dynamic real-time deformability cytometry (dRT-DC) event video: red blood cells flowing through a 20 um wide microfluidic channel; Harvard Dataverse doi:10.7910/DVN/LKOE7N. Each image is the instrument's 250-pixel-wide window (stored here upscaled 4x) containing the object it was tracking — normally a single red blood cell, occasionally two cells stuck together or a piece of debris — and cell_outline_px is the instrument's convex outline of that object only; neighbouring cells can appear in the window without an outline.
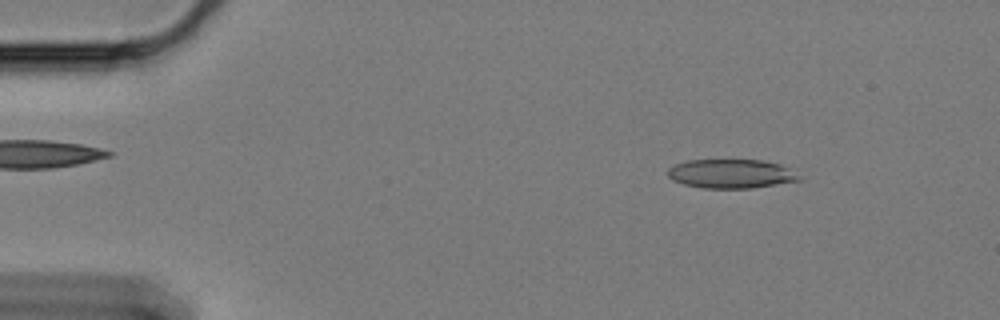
{"species": "Egyptian fruit bat (a non-hibernating species)", "species_latin": "Rousettus aegyptiacus", "temperature_condition": "cold", "stored_images_in_passage": 59, "camera_frame_rate_fps": 3000, "um_per_image_px": 0.085, "animal": {"sex": "female"}, "frame": {"image": 1, "passage_image": 7, "time_ms": 2.0, "image_size_px": [1000, 320], "cell_outline_px": [[800, 180], [752, 188], [704, 188], [684, 184], [672, 180], [668, 176], [668, 168], [676, 164], [688, 160], [764, 160], [780, 164], [788, 168]], "centroid_in_image_um": [62.09, 14.76], "position_along_channel_um": 22.9, "area_um2": 21.91}}
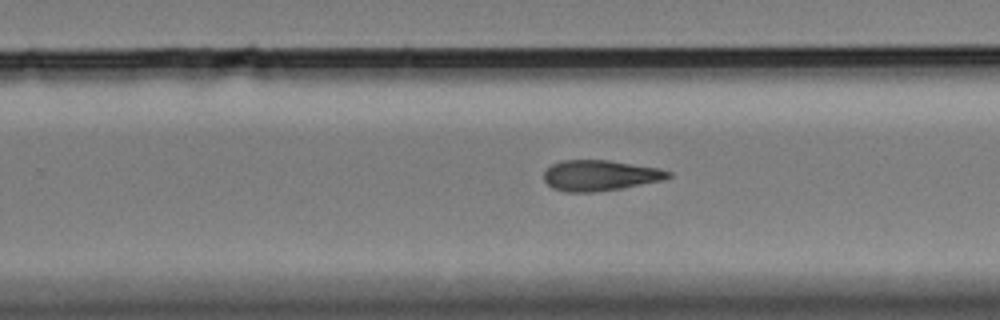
{"frame": {"image": 2, "passage_image": 37, "time_ms": 12.0, "image_size_px": [1000, 320], "cell_outline_px": [[672, 176], [664, 180], [620, 188], [592, 192], [564, 192], [552, 188], [544, 180], [544, 172], [552, 164], [560, 160], [608, 160], [660, 168], [672, 172]], "centroid_in_image_um": [51.0, 14.91], "position_along_channel_um": 278.8, "area_um2": 22.25}}
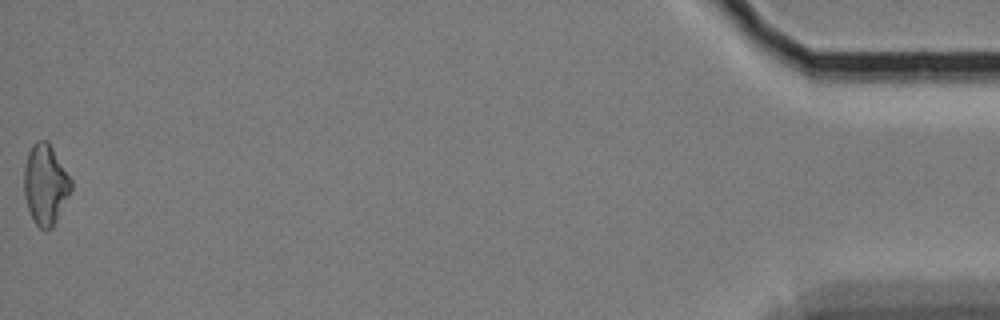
{"frame": {"image": 3, "passage_image": 59, "time_ms": 19.333, "image_size_px": [1000, 320], "cell_outline_px": [[72, 188], [52, 228], [40, 228], [36, 224], [28, 208], [24, 196], [24, 164], [28, 152], [32, 144], [36, 140], [48, 140], [72, 180]], "centroid_in_image_um": [3.85, 15.62], "position_along_channel_um": 431.4, "area_um2": 21.85}}